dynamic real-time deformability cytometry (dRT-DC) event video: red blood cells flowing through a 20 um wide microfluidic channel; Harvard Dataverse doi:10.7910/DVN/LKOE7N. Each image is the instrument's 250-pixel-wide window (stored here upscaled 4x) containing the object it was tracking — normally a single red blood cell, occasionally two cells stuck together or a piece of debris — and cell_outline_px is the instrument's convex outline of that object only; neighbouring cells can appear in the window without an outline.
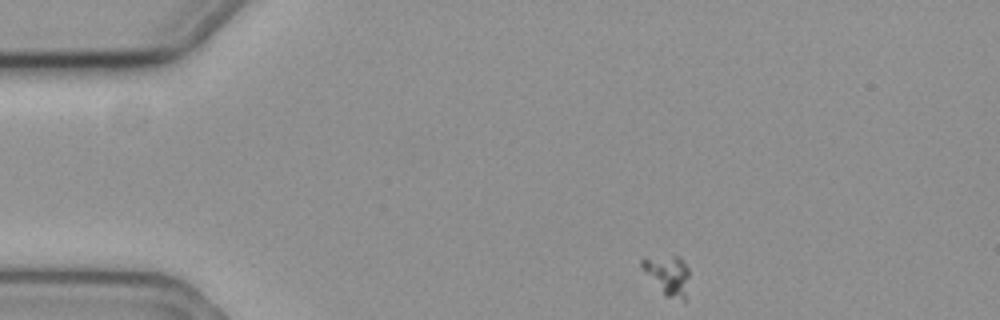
{"species": "common noctule bat (a hibernating species)", "species_latin": "Nyctalus noctula", "temperature_condition": "cold", "stored_images_in_passage": 50, "camera_frame_rate_fps": 3000, "um_per_image_px": 0.085, "animal": {"sex": "female", "body_mass_g": 19.3, "forearm_length_mm": 54.1}, "frame": {"image": 1, "passage_image": 1, "time_ms": 0.0, "image_size_px": [1000, 320], "cell_outline_px": [[688, 276], [684, 300], [664, 296], [640, 268], [640, 260], [644, 256], [680, 256], [688, 268]], "centroid_in_image_um": [56.68, 23.34], "position_along_channel_um": 28.3, "area_um2": 11.1}}
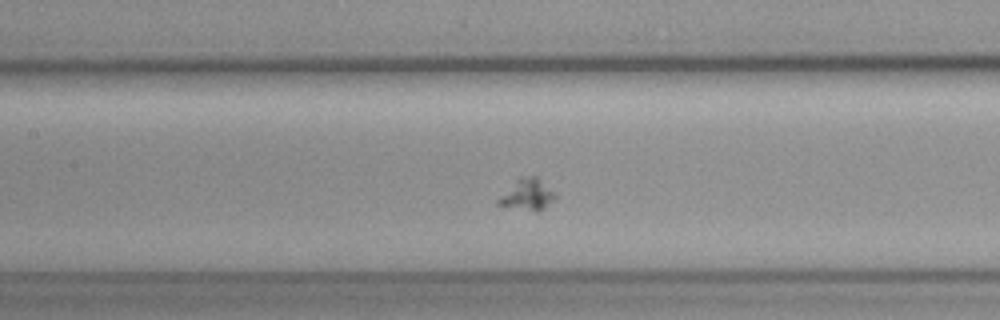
{"frame": {"image": 2, "passage_image": 18, "time_ms": 5.667, "image_size_px": [1000, 320], "cell_outline_px": [[556, 200], [544, 208], [536, 212], [504, 208], [496, 204], [496, 200], [520, 176], [536, 176], [556, 196]], "centroid_in_image_um": [44.77, 16.59], "position_along_channel_um": 162.6, "area_um2": 10.46}}
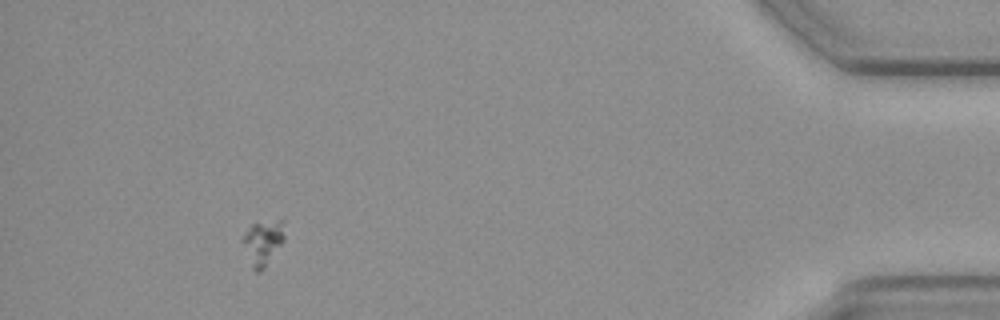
{"frame": {"image": 3, "passage_image": 45, "time_ms": 14.667, "image_size_px": [1000, 320], "cell_outline_px": [[284, 240], [264, 268], [260, 272], [256, 272], [252, 268], [240, 240], [252, 224], [284, 216]], "centroid_in_image_um": [22.37, 20.56], "position_along_channel_um": 412.8, "area_um2": 11.21}}